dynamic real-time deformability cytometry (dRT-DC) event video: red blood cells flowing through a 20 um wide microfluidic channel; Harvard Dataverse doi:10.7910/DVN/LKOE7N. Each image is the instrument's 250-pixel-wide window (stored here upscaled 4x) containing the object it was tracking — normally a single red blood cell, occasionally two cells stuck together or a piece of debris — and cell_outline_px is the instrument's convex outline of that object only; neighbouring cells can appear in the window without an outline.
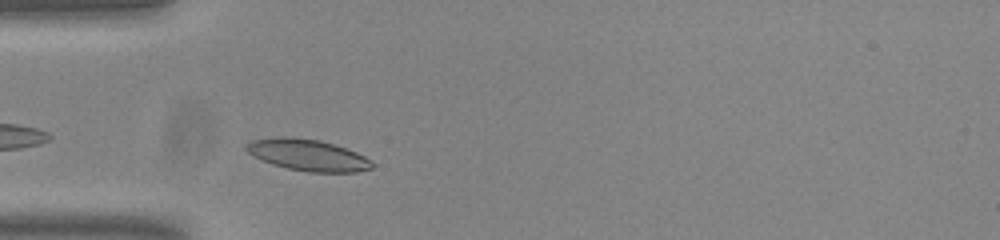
{"species": "common noctule bat (a hibernating species)", "species_latin": "Nyctalus noctula", "temperature_condition": "room temperature", "stored_images_in_passage": 38, "camera_frame_rate_fps": 3000, "um_per_image_px": 0.085, "animal": {"sex": "male", "body_mass_g": 20.0, "forearm_length_mm": 53.3}, "frame": {"image": 1, "passage_image": 3, "time_ms": 0.667, "image_size_px": [1000, 240], "cell_outline_px": [[376, 164], [372, 168], [356, 172], [308, 172], [288, 168], [272, 164], [248, 152], [244, 148], [244, 144], [252, 140], [280, 136], [284, 136], [320, 140], [356, 152], [372, 160]], "centroid_in_image_um": [26.18, 13.18], "position_along_channel_um": 58.8, "area_um2": 22.95}}
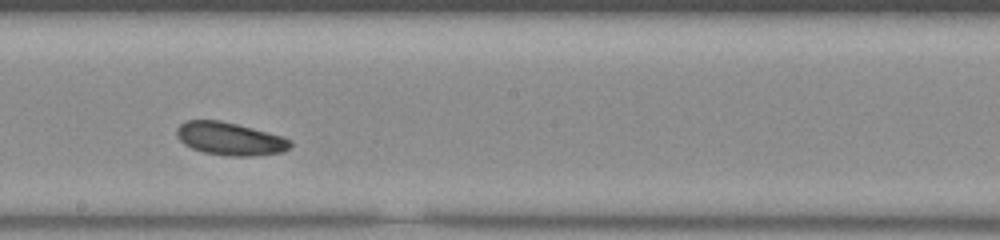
{"frame": {"image": 2, "passage_image": 17, "time_ms": 5.333, "image_size_px": [1000, 240], "cell_outline_px": [[292, 148], [284, 152], [252, 156], [228, 156], [204, 152], [192, 148], [184, 144], [180, 140], [176, 132], [176, 128], [184, 120], [220, 120], [252, 128], [280, 136], [292, 140]], "centroid_in_image_um": [19.55, 11.8], "position_along_channel_um": 228.6, "area_um2": 21.79}}
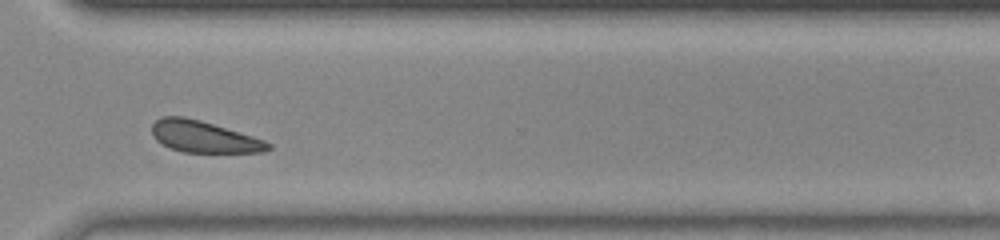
{"frame": {"image": 3, "passage_image": 27, "time_ms": 8.667, "image_size_px": [1000, 240], "cell_outline_px": [[272, 148], [264, 152], [184, 152], [172, 148], [156, 140], [152, 136], [152, 124], [160, 116], [184, 116], [200, 120], [252, 136], [264, 140], [272, 144]], "centroid_in_image_um": [17.32, 11.62], "position_along_channel_um": 353.3, "area_um2": 21.21}, "authors_computed_cell_mechanics": {"area_um2": 21.9929, "velocity_mm_per_s": 3.7261, "shape_relaxation_time_tau1_ms": 2.847, "shape_relaxation_time_tau2_ms": null, "deformation_change_tau1": 0.0635, "deformation_change_tau2": null}}